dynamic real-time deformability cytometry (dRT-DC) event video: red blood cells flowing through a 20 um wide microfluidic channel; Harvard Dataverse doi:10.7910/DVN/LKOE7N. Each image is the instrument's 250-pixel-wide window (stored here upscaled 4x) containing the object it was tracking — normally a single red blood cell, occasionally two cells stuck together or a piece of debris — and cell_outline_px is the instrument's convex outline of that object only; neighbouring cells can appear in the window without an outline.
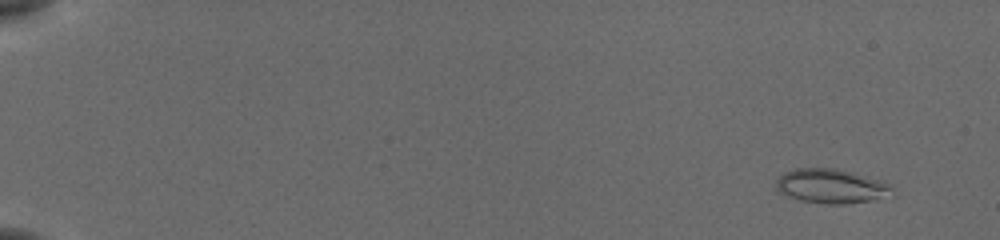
{"species": "common noctule bat (a hibernating species)", "species_latin": "Nyctalus noctula", "temperature_condition": "cold", "stored_images_in_passage": 56, "camera_frame_rate_fps": 3000, "um_per_image_px": 0.085, "animal": {"sex": "female", "body_mass_g": 19.5, "forearm_length_mm": 54.1}, "frame": {"image": 1, "passage_image": 4, "time_ms": 1.0, "image_size_px": [1000, 240], "cell_outline_px": [[896, 196], [844, 204], [828, 204], [800, 200], [776, 192], [776, 180], [784, 172], [796, 168], [836, 168], [892, 184]], "centroid_in_image_um": [70.67, 15.83], "position_along_channel_um": 14.3, "area_um2": 23.41}}
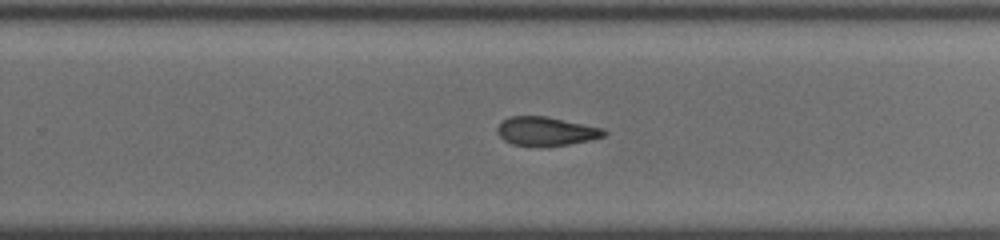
{"frame": {"image": 2, "passage_image": 38, "time_ms": 12.333, "image_size_px": [1000, 240], "cell_outline_px": [[608, 132], [604, 136], [592, 140], [568, 144], [536, 148], [512, 144], [504, 140], [496, 132], [496, 128], [504, 120], [512, 116], [544, 116], [604, 128]], "centroid_in_image_um": [46.42, 11.18], "position_along_channel_um": 283.4, "area_um2": 18.15}}
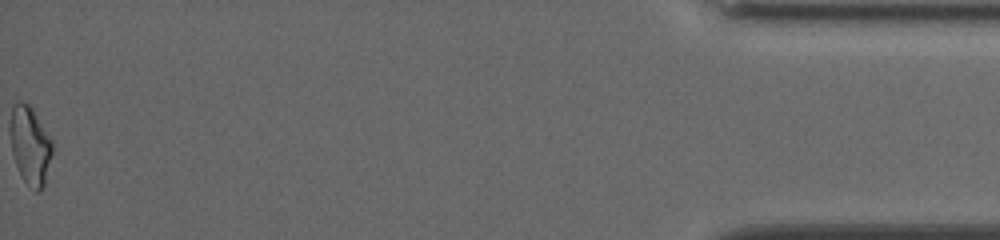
{"frame": {"image": 3, "passage_image": 56, "time_ms": 18.333, "image_size_px": [1000, 240], "cell_outline_px": [[52, 152], [44, 184], [36, 192], [24, 180], [16, 164], [12, 152], [12, 104], [16, 100], [24, 100], [32, 108], [52, 140]], "centroid_in_image_um": [2.57, 12.31], "position_along_channel_um": 432.6, "area_um2": 18.55}, "authors_computed_cell_mechanics": {"area_um2": 19.363, "velocity_mm_per_s": 3.846, "shape_relaxation_time_tau1_ms": null, "shape_relaxation_time_tau2_ms": 3.7222, "deformation_change_tau1": null, "deformation_change_tau2": 0.1065}}